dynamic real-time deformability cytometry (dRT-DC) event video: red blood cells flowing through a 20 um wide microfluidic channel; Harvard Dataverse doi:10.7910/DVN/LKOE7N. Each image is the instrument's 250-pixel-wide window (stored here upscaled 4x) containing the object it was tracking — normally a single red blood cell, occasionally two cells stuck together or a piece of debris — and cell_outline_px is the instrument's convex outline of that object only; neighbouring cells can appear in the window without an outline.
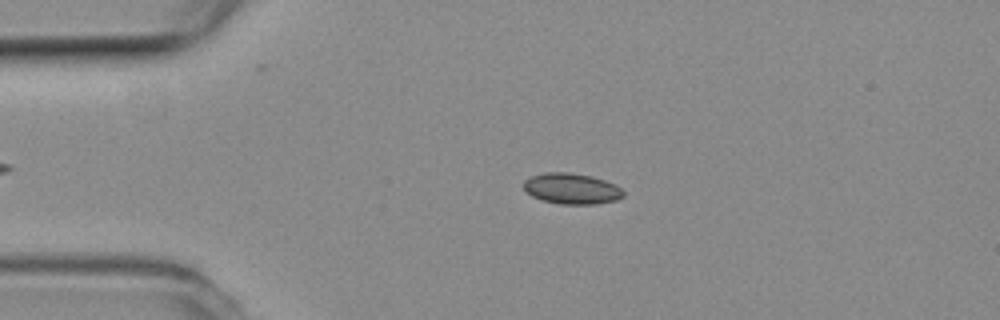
{"species": "common noctule bat (a hibernating species)", "species_latin": "Nyctalus noctula", "temperature_condition": "room temperature", "stored_images_in_passage": 40, "camera_frame_rate_fps": 3000, "um_per_image_px": 0.085, "animal": {"sex": "female", "body_mass_g": 19.3, "forearm_length_mm": 54.1}, "frame": {"image": 1, "passage_image": 4, "time_ms": 1.0, "image_size_px": [1000, 320], "cell_outline_px": [[624, 196], [616, 200], [596, 204], [560, 204], [544, 200], [532, 196], [524, 188], [524, 180], [532, 176], [544, 172], [568, 172], [592, 176], [616, 184], [624, 192]], "centroid_in_image_um": [48.61, 16.03], "position_along_channel_um": 36.4, "area_um2": 17.86}}
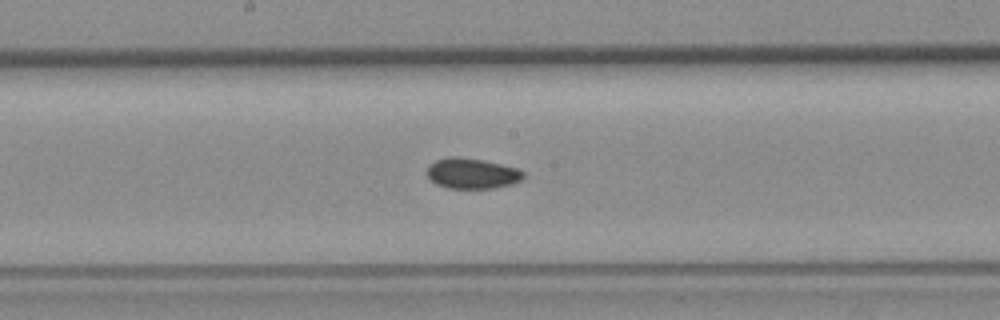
{"frame": {"image": 2, "passage_image": 20, "time_ms": 6.333, "image_size_px": [1000, 320], "cell_outline_px": [[524, 176], [520, 180], [512, 184], [492, 188], [448, 188], [436, 184], [424, 172], [428, 164], [436, 160], [448, 156], [460, 156], [484, 160], [516, 168], [524, 172]], "centroid_in_image_um": [40.06, 14.72], "position_along_channel_um": 208.1, "area_um2": 17.28}}
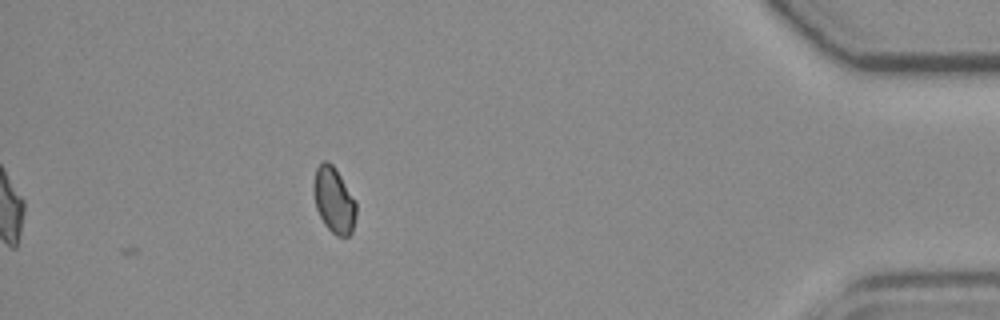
{"frame": {"image": 3, "passage_image": 40, "time_ms": 13.0, "image_size_px": [1000, 320], "cell_outline_px": [[356, 216], [352, 232], [348, 236], [336, 236], [324, 224], [316, 208], [312, 192], [312, 184], [316, 168], [324, 160], [328, 160], [336, 168], [356, 200]], "centroid_in_image_um": [28.37, 16.99], "position_along_channel_um": 406.8, "area_um2": 16.65}}